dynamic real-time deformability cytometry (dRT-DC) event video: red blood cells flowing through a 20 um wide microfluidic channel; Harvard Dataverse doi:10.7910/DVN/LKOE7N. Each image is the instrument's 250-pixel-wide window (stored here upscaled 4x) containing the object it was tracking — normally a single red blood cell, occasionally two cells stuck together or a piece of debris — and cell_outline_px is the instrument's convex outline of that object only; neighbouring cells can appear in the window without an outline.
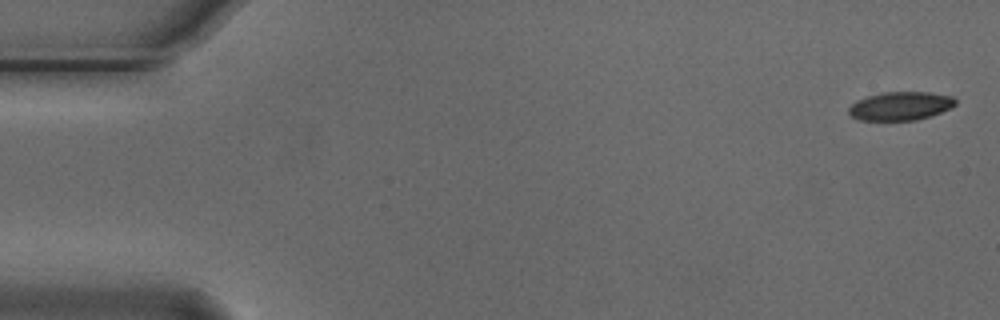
{"species": "Egyptian fruit bat (a non-hibernating species)", "species_latin": "Rousettus aegyptiacus", "temperature_condition": "cold", "stored_images_in_passage": 6, "segment_of_instrument_passage": [1, 2], "camera_frame_rate_fps": 3000, "um_per_image_px": 0.085, "animal": {"sex": "male"}, "frame": {"image": 1, "passage_image": 1, "time_ms": 0.0, "image_size_px": [1000, 320], "cell_outline_px": [[956, 104], [952, 108], [916, 120], [860, 120], [852, 116], [848, 112], [848, 108], [856, 100], [868, 96], [884, 92], [928, 92], [952, 96], [956, 100]], "centroid_in_image_um": [76.54, 9.0], "position_along_channel_um": 8.5, "area_um2": 17.63}}
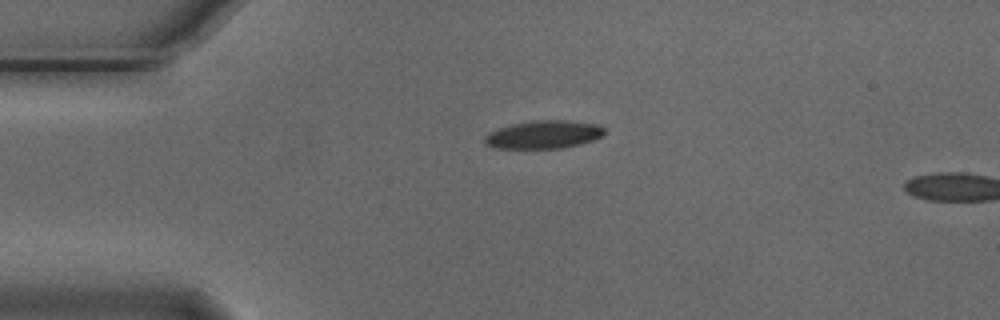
{"frame": {"image": 2, "passage_image": 4, "time_ms": 1.0, "image_size_px": [1000, 320], "cell_outline_px": [[608, 132], [604, 136], [580, 144], [564, 148], [496, 148], [484, 144], [484, 136], [488, 132], [496, 128], [512, 124], [536, 120], [564, 120], [600, 124]], "centroid_in_image_um": [46.23, 11.43], "position_along_channel_um": 38.8, "area_um2": 19.88}}